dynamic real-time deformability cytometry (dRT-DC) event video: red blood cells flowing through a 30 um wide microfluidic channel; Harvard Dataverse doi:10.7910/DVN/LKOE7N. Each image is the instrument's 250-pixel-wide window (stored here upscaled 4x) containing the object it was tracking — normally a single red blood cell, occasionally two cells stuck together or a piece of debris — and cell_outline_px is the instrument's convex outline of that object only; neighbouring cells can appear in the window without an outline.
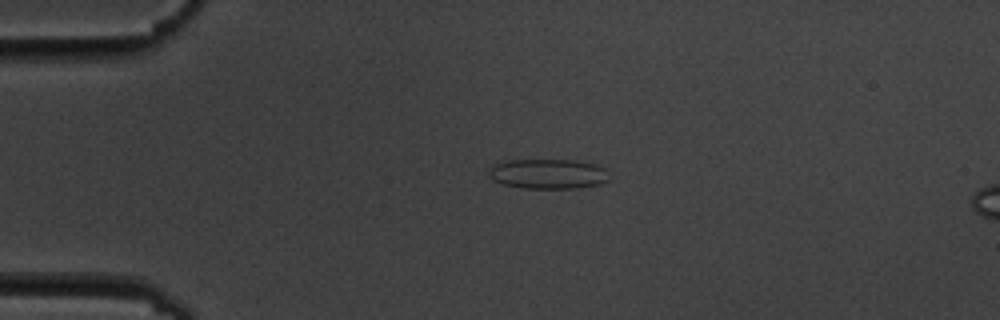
{"species": "common noctule bat (a hibernating species)", "species_latin": "Nyctalus noctula", "temperature_condition": "cold", "stored_images_in_passage": 3, "camera_frame_rate_fps": 3000, "um_per_image_px": 0.085, "animal": {"sex": "male", "body_mass_g": 19.5, "forearm_length_mm": 54.6}, "frame": {"image": 1, "passage_image": 1, "time_ms": 0.0, "image_size_px": [1000, 320], "cell_outline_px": [[608, 180], [600, 184], [576, 188], [524, 188], [504, 184], [492, 180], [488, 176], [488, 168], [492, 164], [508, 160], [576, 160], [592, 164], [604, 168]], "centroid_in_image_um": [46.51, 14.77], "position_along_channel_um": 38.5, "area_um2": 20.92}}